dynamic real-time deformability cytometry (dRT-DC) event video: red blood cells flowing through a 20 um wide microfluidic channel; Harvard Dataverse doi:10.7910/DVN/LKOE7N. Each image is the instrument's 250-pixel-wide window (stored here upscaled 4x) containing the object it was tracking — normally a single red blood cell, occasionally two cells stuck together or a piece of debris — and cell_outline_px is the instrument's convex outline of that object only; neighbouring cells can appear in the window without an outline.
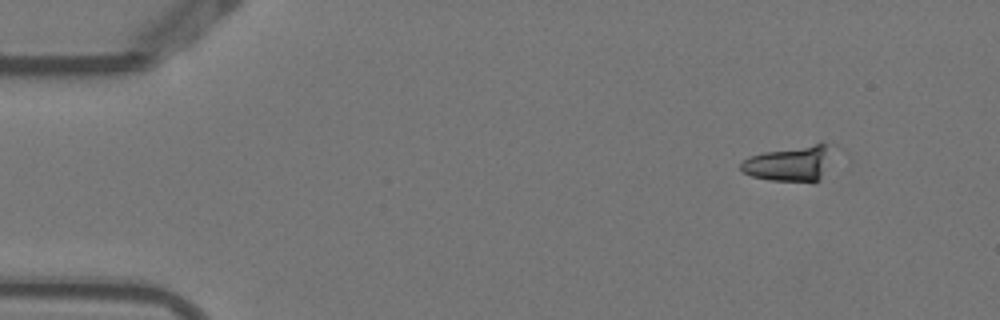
{"species": "Egyptian fruit bat (a non-hibernating species)", "species_latin": "Rousettus aegyptiacus", "temperature_condition": "warm", "stored_images_in_passage": 2, "camera_frame_rate_fps": 3000, "um_per_image_px": 0.085, "animal": {"sex": "female"}, "frame": {"image": 1, "passage_image": 2, "time_ms": 0.333, "image_size_px": [1000, 320], "cell_outline_px": [[840, 148], [820, 180], [812, 184], [768, 180], [752, 176], [744, 172], [740, 168], [740, 164], [748, 156], [764, 152], [816, 144], [836, 144]], "centroid_in_image_um": [67.31, 13.91], "position_along_channel_um": 17.7, "area_um2": 19.94}}